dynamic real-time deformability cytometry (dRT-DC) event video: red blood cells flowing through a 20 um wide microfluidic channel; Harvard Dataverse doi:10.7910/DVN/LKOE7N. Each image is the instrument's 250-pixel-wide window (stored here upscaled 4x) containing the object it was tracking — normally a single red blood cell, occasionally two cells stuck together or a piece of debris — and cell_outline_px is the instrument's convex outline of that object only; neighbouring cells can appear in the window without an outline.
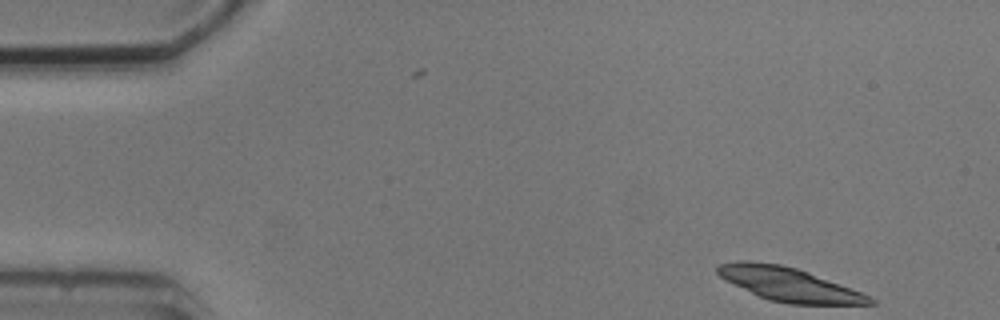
{"species": "common noctule bat (a hibernating species)", "species_latin": "Nyctalus noctula", "temperature_condition": "cold", "stored_images_in_passage": 5, "camera_frame_rate_fps": 3000, "um_per_image_px": 0.085, "animal": {"sex": "male", "body_mass_g": 20.5, "forearm_length_mm": 52.5}, "frame": {"image": 1, "passage_image": 1, "time_ms": 0.0, "image_size_px": [1000, 320], "cell_outline_px": [[876, 304], [788, 304], [768, 300], [720, 276], [716, 272], [716, 264], [736, 260], [748, 260], [780, 264], [796, 268], [808, 272], [872, 296], [876, 300]], "centroid_in_image_um": [67.07, 24.16], "position_along_channel_um": 17.9, "area_um2": 29.65}}